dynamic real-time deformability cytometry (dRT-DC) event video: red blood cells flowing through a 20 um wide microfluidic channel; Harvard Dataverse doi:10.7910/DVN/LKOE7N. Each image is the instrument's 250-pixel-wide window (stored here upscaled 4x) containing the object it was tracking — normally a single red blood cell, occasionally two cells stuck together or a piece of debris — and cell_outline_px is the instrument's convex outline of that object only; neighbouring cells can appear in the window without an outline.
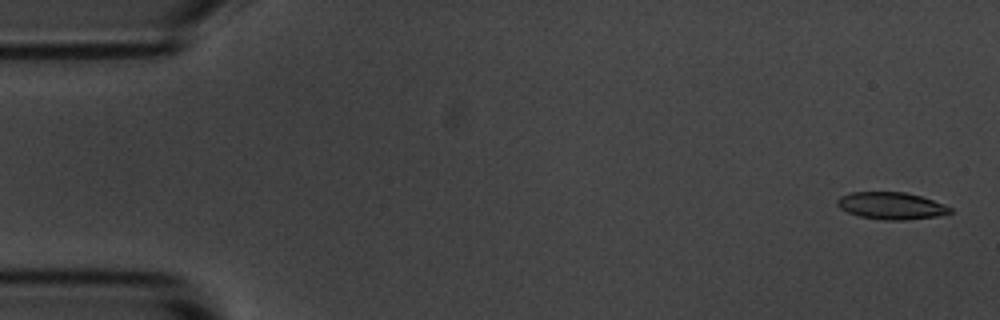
{"species": "common noctule bat (a hibernating species)", "species_latin": "Nyctalus noctula", "temperature_condition": "room temperature", "stored_images_in_passage": 4, "camera_frame_rate_fps": 3000, "um_per_image_px": 0.085, "animal": {"sex": "male", "body_mass_g": 20.1, "forearm_length_mm": 53.5}, "frame": {"image": 1, "passage_image": 1, "time_ms": 0.0, "image_size_px": [1000, 320], "cell_outline_px": [[952, 212], [936, 216], [904, 220], [884, 220], [860, 216], [848, 212], [840, 208], [836, 204], [836, 200], [840, 196], [848, 192], [904, 192], [920, 196], [944, 204], [952, 208]], "centroid_in_image_um": [75.72, 17.48], "position_along_channel_um": 9.3, "area_um2": 17.74}}
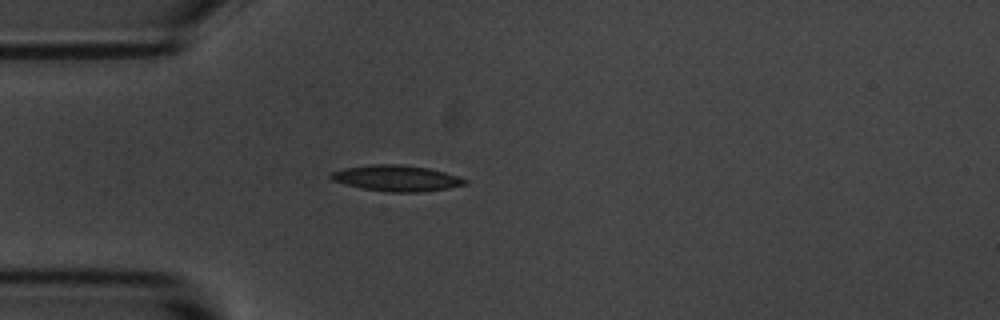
{"frame": {"image": 2, "passage_image": 4, "time_ms": 4.333, "image_size_px": [1000, 320], "cell_outline_px": [[468, 184], [448, 188], [416, 192], [392, 192], [364, 188], [344, 184], [332, 180], [328, 176], [332, 172], [344, 168], [372, 164], [400, 164], [428, 168], [444, 172], [468, 180]], "centroid_in_image_um": [33.7, 15.14], "position_along_channel_um": 51.3, "area_um2": 20.06}}